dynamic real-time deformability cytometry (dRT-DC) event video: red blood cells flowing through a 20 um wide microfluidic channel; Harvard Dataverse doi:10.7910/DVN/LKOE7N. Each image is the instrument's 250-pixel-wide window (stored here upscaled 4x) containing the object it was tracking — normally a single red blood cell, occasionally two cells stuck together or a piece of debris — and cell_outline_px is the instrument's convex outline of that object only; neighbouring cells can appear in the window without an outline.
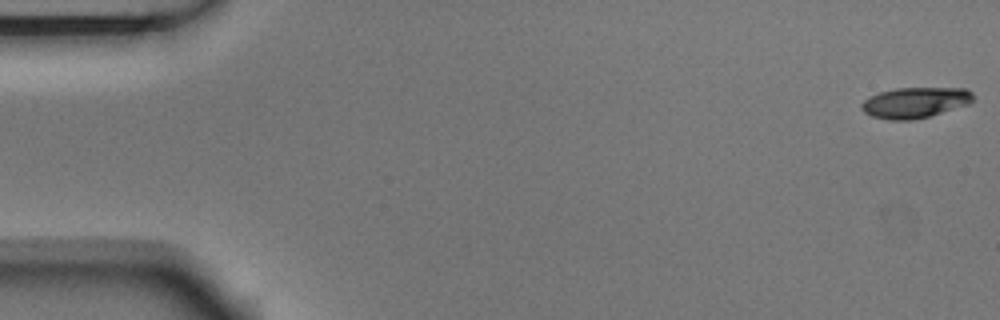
{"species": "Egyptian fruit bat (a non-hibernating species)", "species_latin": "Rousettus aegyptiacus", "temperature_condition": "room temperature", "stored_images_in_passage": 55, "camera_frame_rate_fps": 3000, "um_per_image_px": 0.085, "animal": {"sex": "male"}, "frame": {"image": 1, "passage_image": 1, "time_ms": 0.0, "image_size_px": [1000, 320], "cell_outline_px": [[972, 100], [968, 104], [928, 116], [912, 120], [888, 120], [872, 116], [864, 112], [860, 108], [860, 104], [868, 96], [880, 92], [896, 88], [964, 88], [972, 92]], "centroid_in_image_um": [77.72, 8.71], "position_along_channel_um": 7.3, "area_um2": 19.83}}
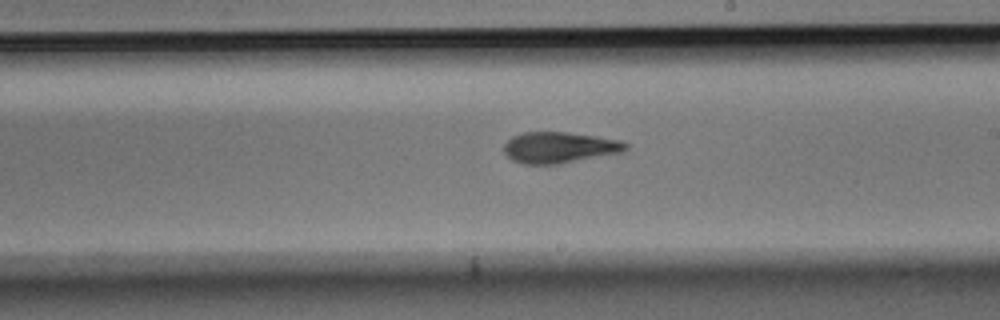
{"frame": {"image": 2, "passage_image": 31, "time_ms": 10.0, "image_size_px": [1000, 320], "cell_outline_px": [[628, 148], [624, 152], [560, 164], [524, 164], [512, 160], [504, 152], [504, 144], [512, 136], [524, 132], [568, 132], [596, 136], [620, 140], [628, 144]], "centroid_in_image_um": [47.57, 12.54], "position_along_channel_um": 241.4, "area_um2": 22.2}}
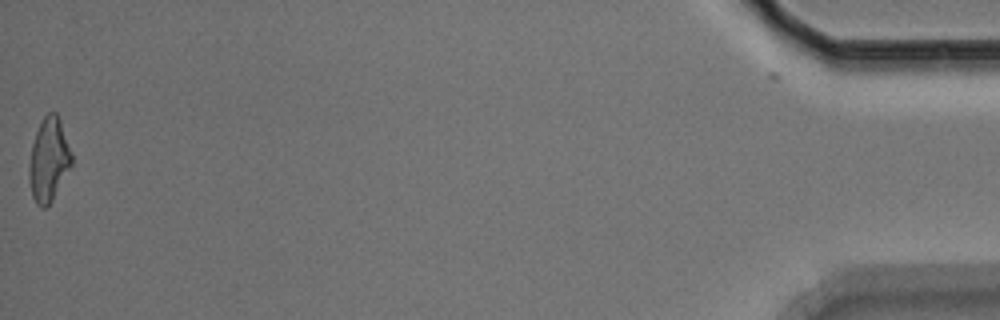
{"frame": {"image": 3, "passage_image": 54, "time_ms": 17.667, "image_size_px": [1000, 320], "cell_outline_px": [[72, 164], [52, 200], [44, 208], [40, 208], [36, 204], [32, 196], [28, 180], [28, 168], [32, 144], [36, 132], [44, 116], [48, 112], [56, 112], [60, 120], [72, 152]], "centroid_in_image_um": [4.13, 13.59], "position_along_channel_um": 431.1, "area_um2": 20.69}, "authors_computed_cell_mechanics": {"area_um2": 21.2126, "velocity_mm_per_s": 3.7487, "shape_relaxation_time_tau1_ms": 4.8266, "shape_relaxation_time_tau2_ms": 1.9848, "deformation_change_tau1": 0.1636, "deformation_change_tau2": 0.0926}}